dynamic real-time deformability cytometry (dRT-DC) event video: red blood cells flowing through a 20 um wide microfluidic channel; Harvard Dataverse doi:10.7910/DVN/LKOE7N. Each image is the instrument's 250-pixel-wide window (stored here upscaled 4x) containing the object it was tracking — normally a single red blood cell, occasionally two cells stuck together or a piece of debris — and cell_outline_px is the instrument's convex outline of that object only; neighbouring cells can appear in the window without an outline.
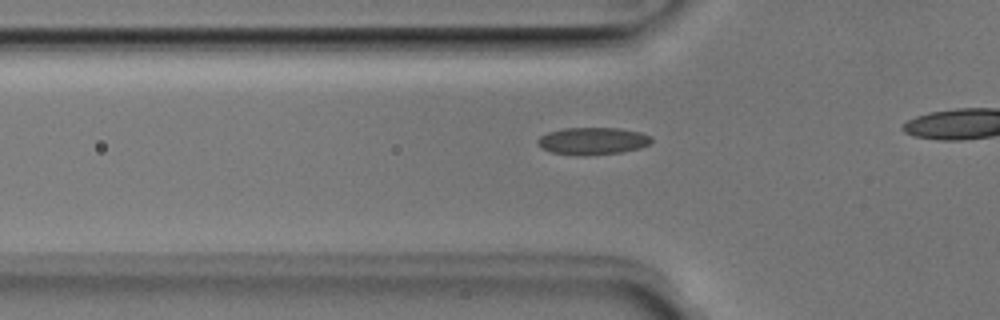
{"species": "Egyptian fruit bat (a non-hibernating species)", "species_latin": "Rousettus aegyptiacus", "temperature_condition": "room temperature", "stored_images_in_passage": 25, "camera_frame_rate_fps": 3000, "um_per_image_px": 0.085, "animal": {"sex": "male"}, "frame": {"image": 1, "passage_image": 13, "time_ms": 4.0, "image_size_px": [1000, 320], "cell_outline_px": [[652, 140], [648, 144], [640, 148], [620, 152], [552, 152], [540, 148], [536, 144], [536, 140], [540, 136], [548, 132], [560, 128], [620, 128], [640, 132], [652, 136]], "centroid_in_image_um": [50.37, 11.92], "position_along_channel_um": 75.4, "area_um2": 17.22}}
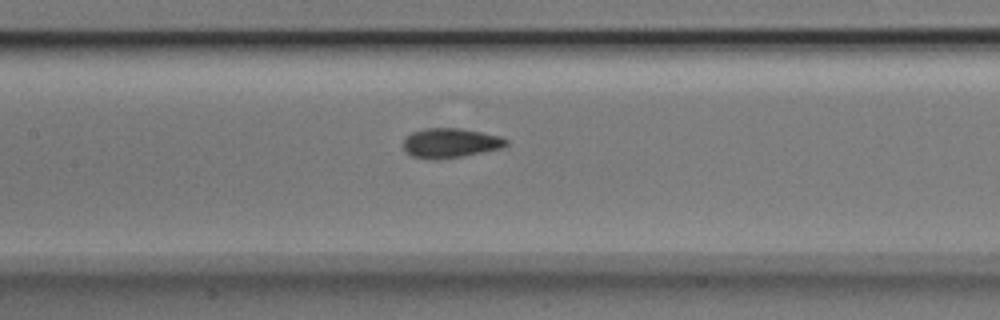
{"frame": {"image": 2, "passage_image": 20, "time_ms": 6.333, "image_size_px": [1000, 320], "cell_outline_px": [[508, 144], [504, 148], [460, 156], [436, 160], [432, 160], [412, 156], [404, 148], [404, 140], [412, 132], [424, 128], [456, 128], [480, 132], [500, 136], [508, 140]], "centroid_in_image_um": [38.3, 12.16], "position_along_channel_um": 169.1, "area_um2": 17.57}}
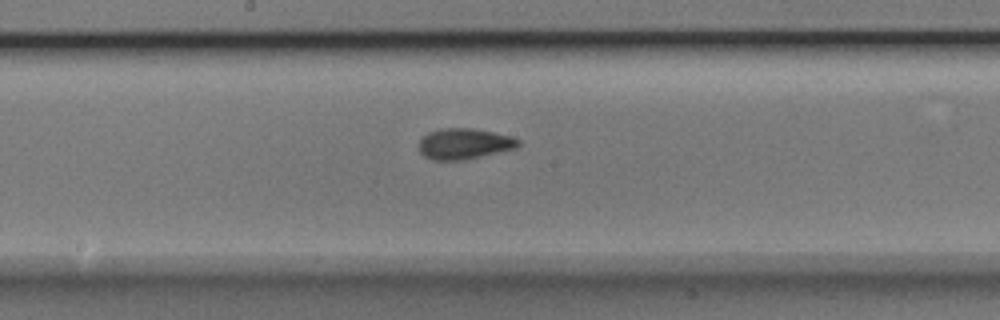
{"frame": {"image": 3, "passage_image": 23, "time_ms": 7.333, "image_size_px": [1000, 320], "cell_outline_px": [[520, 144], [516, 148], [460, 160], [432, 160], [424, 156], [420, 152], [420, 140], [428, 132], [440, 128], [472, 128], [512, 136], [520, 140]], "centroid_in_image_um": [39.45, 12.21], "position_along_channel_um": 208.8, "area_um2": 17.63}}